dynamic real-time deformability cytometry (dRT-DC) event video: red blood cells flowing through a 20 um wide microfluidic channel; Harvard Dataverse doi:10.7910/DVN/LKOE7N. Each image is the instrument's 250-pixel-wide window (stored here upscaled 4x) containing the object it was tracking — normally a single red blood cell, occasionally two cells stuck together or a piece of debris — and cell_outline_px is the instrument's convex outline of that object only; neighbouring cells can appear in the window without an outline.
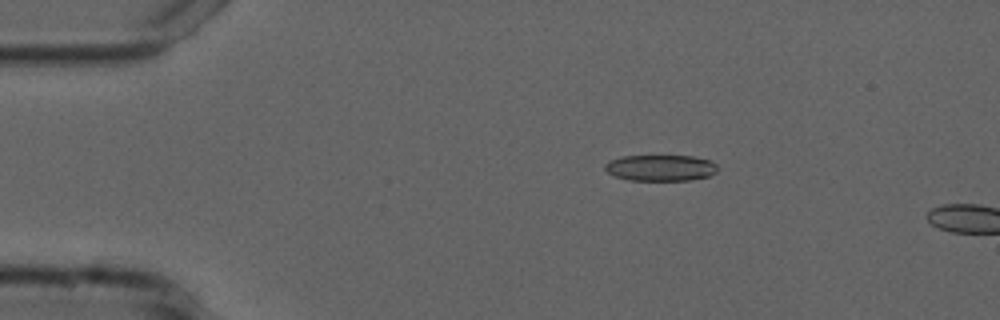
{"species": "common noctule bat (a hibernating species)", "species_latin": "Nyctalus noctula", "temperature_condition": "cold", "stored_images_in_passage": 13, "camera_frame_rate_fps": 3000, "um_per_image_px": 0.085, "animal": {"sex": "male", "forearm_length_mm": 52.5}, "frame": {"image": 1, "passage_image": 10, "time_ms": 3.0, "image_size_px": [1000, 320], "cell_outline_px": [[716, 172], [708, 176], [688, 180], [628, 180], [616, 176], [608, 172], [604, 168], [604, 164], [608, 160], [620, 156], [692, 156], [708, 160], [716, 164]], "centroid_in_image_um": [56.09, 14.26], "position_along_channel_um": 28.9, "area_um2": 17.05}}